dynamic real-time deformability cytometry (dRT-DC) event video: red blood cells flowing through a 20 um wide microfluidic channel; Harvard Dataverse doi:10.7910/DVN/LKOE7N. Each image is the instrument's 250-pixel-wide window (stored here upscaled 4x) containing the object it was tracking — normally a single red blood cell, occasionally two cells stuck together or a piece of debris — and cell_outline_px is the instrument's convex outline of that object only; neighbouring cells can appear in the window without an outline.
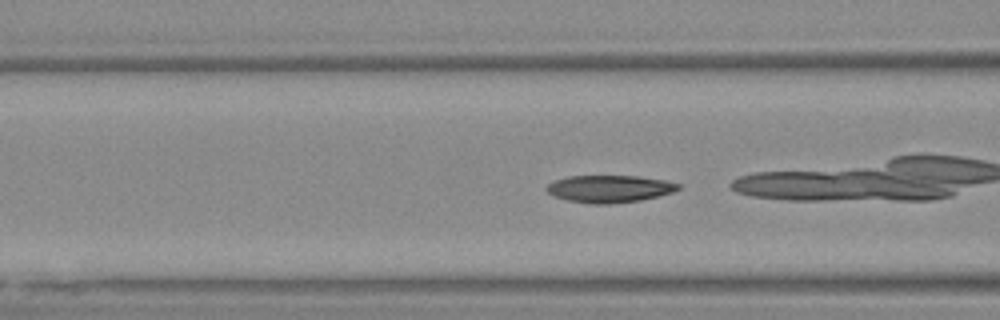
{"species": "Egyptian fruit bat (a non-hibernating species)", "species_latin": "Rousettus aegyptiacus", "temperature_condition": "warm", "stored_images_in_passage": 47, "camera_frame_rate_fps": 3000, "um_per_image_px": 0.085, "animal": {"sex": "female"}, "frame": {"image": 1, "passage_image": 21, "time_ms": 6.667, "image_size_px": [1000, 320], "cell_outline_px": [[680, 188], [672, 192], [640, 200], [608, 204], [592, 204], [568, 200], [556, 196], [548, 192], [544, 188], [548, 184], [556, 180], [568, 176], [640, 176], [664, 180], [680, 184]], "centroid_in_image_um": [51.8, 16.04], "position_along_channel_um": 114.8, "area_um2": 20.69}, "authors_computed_cell_mechanics": {"area_um2": 21.2126, "velocity_mm_per_s": 3.7052, "shape_relaxation_time_tau1_ms": 3.7908, "shape_relaxation_time_tau2_ms": 1.2368, "deformation_change_tau1": 0.1674, "deformation_change_tau2": 0.0574}}